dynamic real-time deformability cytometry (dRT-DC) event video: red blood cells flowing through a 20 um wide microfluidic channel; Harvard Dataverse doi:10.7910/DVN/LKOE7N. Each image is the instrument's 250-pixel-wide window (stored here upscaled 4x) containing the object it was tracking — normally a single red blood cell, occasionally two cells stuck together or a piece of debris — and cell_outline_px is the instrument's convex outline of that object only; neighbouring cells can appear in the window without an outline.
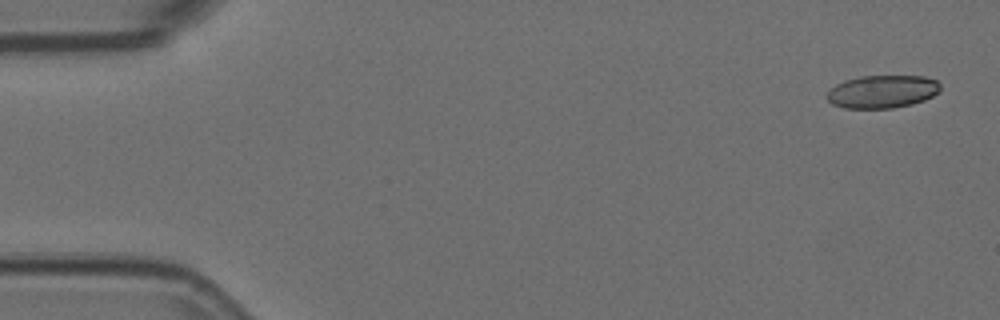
{"species": "Egyptian fruit bat (a non-hibernating species)", "species_latin": "Rousettus aegyptiacus", "temperature_condition": "room temperature", "stored_images_in_passage": 5, "camera_frame_rate_fps": 3000, "um_per_image_px": 0.085, "animal": {"sex": "female"}, "frame": {"image": 1, "passage_image": 1, "time_ms": 0.0, "image_size_px": [1000, 320], "cell_outline_px": [[940, 92], [924, 100], [912, 104], [892, 108], [844, 108], [832, 104], [824, 96], [836, 84], [844, 80], [860, 76], [924, 76], [936, 80], [940, 84]], "centroid_in_image_um": [74.99, 7.78], "position_along_channel_um": 10.0, "area_um2": 21.85}}
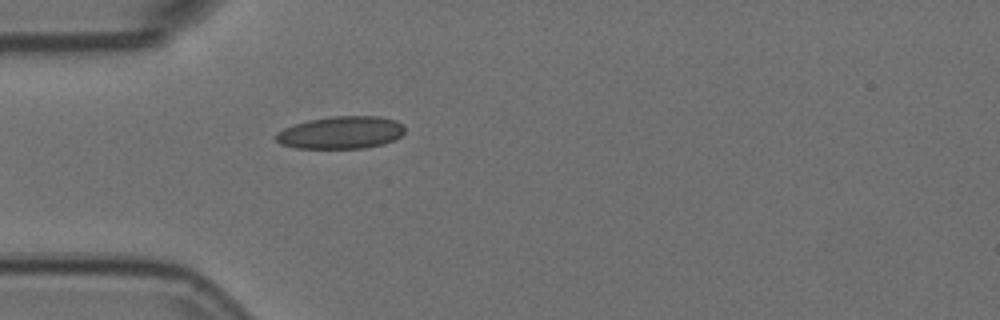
{"frame": {"image": 2, "passage_image": 5, "time_ms": 1.333, "image_size_px": [1000, 320], "cell_outline_px": [[404, 132], [400, 136], [384, 144], [364, 148], [296, 148], [280, 144], [272, 136], [276, 132], [284, 128], [308, 120], [332, 116], [380, 116], [396, 120], [404, 124]], "centroid_in_image_um": [28.97, 11.26], "position_along_channel_um": 56.0, "area_um2": 24.57}}